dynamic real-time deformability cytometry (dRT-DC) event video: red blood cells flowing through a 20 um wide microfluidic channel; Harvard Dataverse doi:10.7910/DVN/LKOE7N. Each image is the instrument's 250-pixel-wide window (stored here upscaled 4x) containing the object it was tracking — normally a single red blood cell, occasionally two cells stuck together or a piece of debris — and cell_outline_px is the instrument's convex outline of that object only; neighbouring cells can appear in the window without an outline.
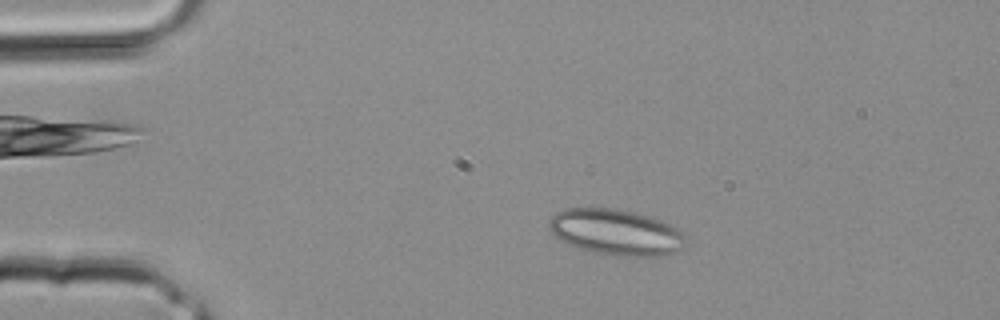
{"species": "common noctule bat (a hibernating species)", "species_latin": "Nyctalus noctula", "temperature_condition": "room temperature", "stored_images_in_passage": 1, "camera_frame_rate_fps": 3000, "um_per_image_px": 0.085, "animal": {"sex": "male", "body_mass_g": 20.4}, "frame": {"image": 1, "passage_image": 1, "time_ms": 0.0, "image_size_px": [1000, 320], "cell_outline_px": [[684, 248], [676, 252], [664, 256], [632, 256], [592, 252], [580, 248], [560, 240], [548, 228], [548, 224], [552, 216], [556, 212], [564, 208], [616, 208], [648, 216], [672, 224], [684, 232]], "centroid_in_image_um": [52.38, 19.73], "position_along_channel_um": 32.6, "area_um2": 36.53}}